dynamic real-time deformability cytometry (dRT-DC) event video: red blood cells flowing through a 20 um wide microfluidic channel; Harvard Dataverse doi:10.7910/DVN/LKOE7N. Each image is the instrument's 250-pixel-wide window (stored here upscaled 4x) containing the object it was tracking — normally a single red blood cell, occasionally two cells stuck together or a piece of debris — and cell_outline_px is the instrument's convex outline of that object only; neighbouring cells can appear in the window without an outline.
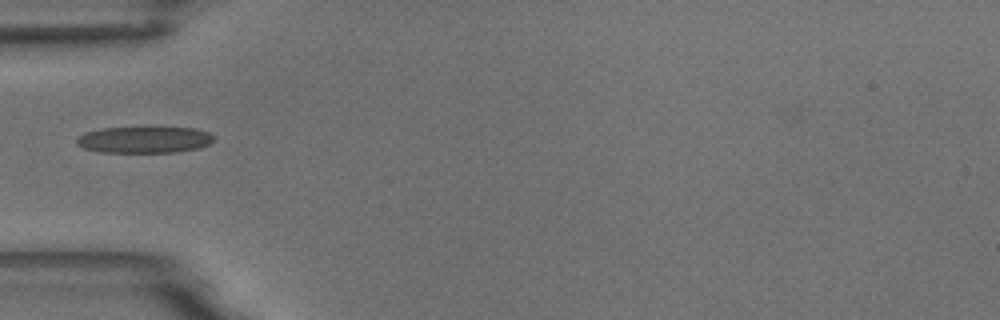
{"species": "common noctule bat (a hibernating species)", "species_latin": "Nyctalus noctula", "temperature_condition": "room temperature", "stored_images_in_passage": 1, "camera_frame_rate_fps": 3000, "um_per_image_px": 0.085, "animal": {"sex": "male", "body_mass_g": 18.8}, "frame": {"image": 1, "passage_image": 1, "time_ms": 0.0, "image_size_px": [1000, 320], "cell_outline_px": [[216, 140], [200, 148], [176, 152], [100, 152], [84, 148], [76, 144], [76, 136], [84, 132], [100, 128], [140, 124], [196, 128], [208, 132], [216, 136]], "centroid_in_image_um": [12.27, 11.81], "position_along_channel_um": 72.7, "area_um2": 22.72}}